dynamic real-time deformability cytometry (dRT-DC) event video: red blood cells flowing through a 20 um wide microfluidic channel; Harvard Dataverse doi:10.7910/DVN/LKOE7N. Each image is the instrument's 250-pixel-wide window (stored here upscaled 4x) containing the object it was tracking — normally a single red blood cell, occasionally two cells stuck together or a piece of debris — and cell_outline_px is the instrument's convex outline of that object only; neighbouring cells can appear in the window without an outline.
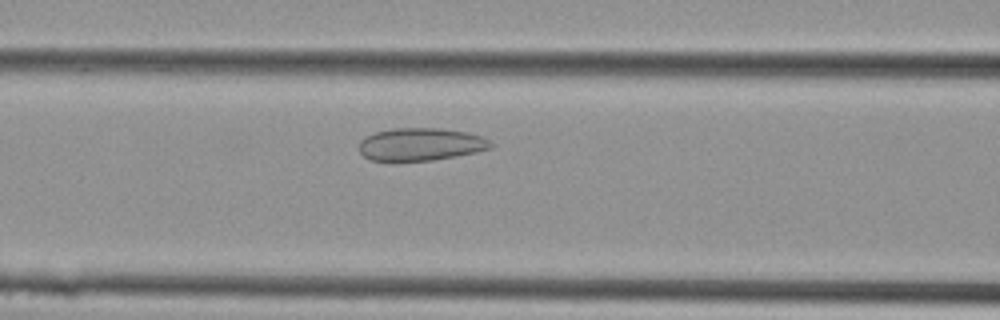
{"species": "Egyptian fruit bat (a non-hibernating species)", "species_latin": "Rousettus aegyptiacus", "temperature_condition": "cold", "stored_images_in_passage": 13, "camera_frame_rate_fps": 3000, "um_per_image_px": 0.085, "animal": {"sex": "female"}, "frame": {"image": 1, "passage_image": 4, "time_ms": 1.0, "image_size_px": [1000, 320], "cell_outline_px": [[496, 144], [492, 148], [476, 152], [456, 156], [432, 160], [372, 160], [364, 156], [360, 152], [360, 140], [364, 136], [376, 132], [392, 128], [440, 128], [468, 132], [480, 136]], "centroid_in_image_um": [35.79, 12.25], "position_along_channel_um": 130.8, "area_um2": 25.03}}
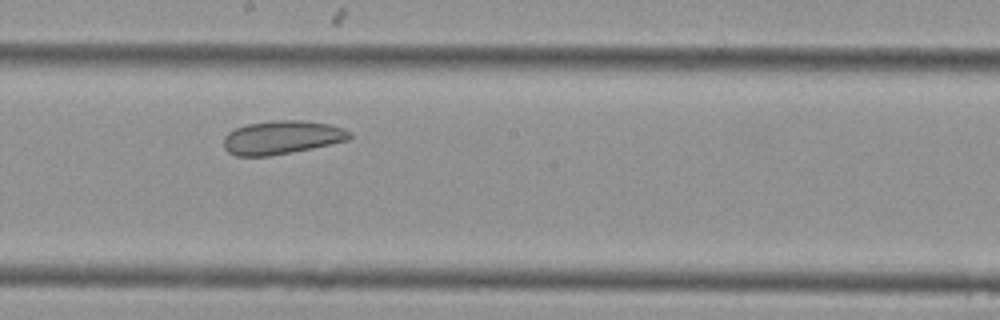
{"frame": {"image": 2, "passage_image": 8, "time_ms": 2.333, "image_size_px": [1000, 320], "cell_outline_px": [[352, 136], [348, 140], [312, 148], [292, 152], [268, 156], [236, 156], [228, 152], [224, 148], [224, 136], [228, 132], [236, 128], [248, 124], [276, 120], [304, 120], [328, 124], [344, 128], [352, 132]], "centroid_in_image_um": [23.96, 11.68], "position_along_channel_um": 224.2, "area_um2": 24.62}}
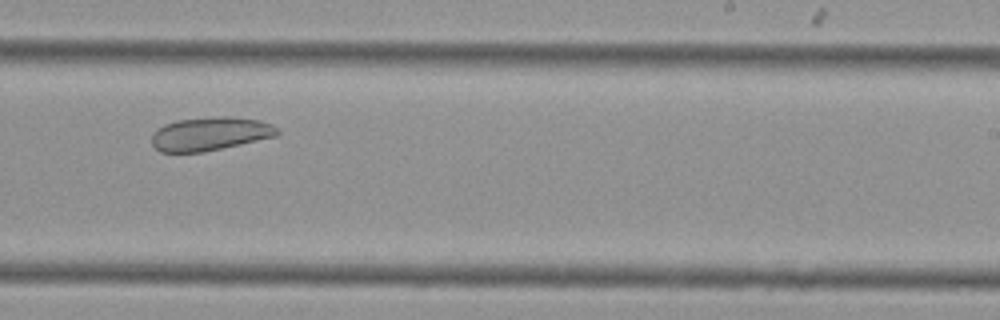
{"frame": {"image": 3, "passage_image": 10, "time_ms": 3.0, "image_size_px": [1000, 320], "cell_outline_px": [[280, 132], [276, 136], [204, 152], [160, 152], [152, 144], [152, 132], [164, 124], [176, 120], [212, 116], [228, 116], [260, 120], [272, 124]], "centroid_in_image_um": [17.84, 11.36], "position_along_channel_um": 271.2, "area_um2": 24.62}}